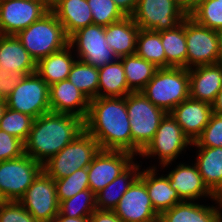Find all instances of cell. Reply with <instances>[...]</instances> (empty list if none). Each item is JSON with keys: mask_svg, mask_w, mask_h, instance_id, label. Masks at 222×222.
Wrapping results in <instances>:
<instances>
[{"mask_svg": "<svg viewBox=\"0 0 222 222\" xmlns=\"http://www.w3.org/2000/svg\"><path fill=\"white\" fill-rule=\"evenodd\" d=\"M125 97H97L90 100L85 130L98 142L101 150L126 151L132 154Z\"/></svg>", "mask_w": 222, "mask_h": 222, "instance_id": "6da1fadb", "label": "cell"}, {"mask_svg": "<svg viewBox=\"0 0 222 222\" xmlns=\"http://www.w3.org/2000/svg\"><path fill=\"white\" fill-rule=\"evenodd\" d=\"M84 130V119L79 116L51 111L42 114L33 120L24 153L44 164Z\"/></svg>", "mask_w": 222, "mask_h": 222, "instance_id": "7a4b0ae2", "label": "cell"}, {"mask_svg": "<svg viewBox=\"0 0 222 222\" xmlns=\"http://www.w3.org/2000/svg\"><path fill=\"white\" fill-rule=\"evenodd\" d=\"M16 36L36 63L69 45V37L51 9Z\"/></svg>", "mask_w": 222, "mask_h": 222, "instance_id": "3957f363", "label": "cell"}, {"mask_svg": "<svg viewBox=\"0 0 222 222\" xmlns=\"http://www.w3.org/2000/svg\"><path fill=\"white\" fill-rule=\"evenodd\" d=\"M141 92L155 106L170 113L177 105L190 97L188 69L158 68Z\"/></svg>", "mask_w": 222, "mask_h": 222, "instance_id": "277c9868", "label": "cell"}, {"mask_svg": "<svg viewBox=\"0 0 222 222\" xmlns=\"http://www.w3.org/2000/svg\"><path fill=\"white\" fill-rule=\"evenodd\" d=\"M125 99L132 133V154L137 157L153 139L167 113L155 106L142 92H131Z\"/></svg>", "mask_w": 222, "mask_h": 222, "instance_id": "5b68a950", "label": "cell"}, {"mask_svg": "<svg viewBox=\"0 0 222 222\" xmlns=\"http://www.w3.org/2000/svg\"><path fill=\"white\" fill-rule=\"evenodd\" d=\"M99 150L98 142L84 130L42 164V170L55 180L67 177L78 169L87 168Z\"/></svg>", "mask_w": 222, "mask_h": 222, "instance_id": "8992f818", "label": "cell"}, {"mask_svg": "<svg viewBox=\"0 0 222 222\" xmlns=\"http://www.w3.org/2000/svg\"><path fill=\"white\" fill-rule=\"evenodd\" d=\"M191 145L192 141L184 134L171 114L167 113L153 139L140 152L138 157L148 160L156 159L159 163L157 167H159L168 162H175L181 154H185L187 148L188 151L190 150Z\"/></svg>", "mask_w": 222, "mask_h": 222, "instance_id": "52a82bcc", "label": "cell"}, {"mask_svg": "<svg viewBox=\"0 0 222 222\" xmlns=\"http://www.w3.org/2000/svg\"><path fill=\"white\" fill-rule=\"evenodd\" d=\"M42 171V164L27 154L0 161V196L3 201H19Z\"/></svg>", "mask_w": 222, "mask_h": 222, "instance_id": "ba28073f", "label": "cell"}, {"mask_svg": "<svg viewBox=\"0 0 222 222\" xmlns=\"http://www.w3.org/2000/svg\"><path fill=\"white\" fill-rule=\"evenodd\" d=\"M187 16L174 0H138L131 18L140 29L160 32L177 27Z\"/></svg>", "mask_w": 222, "mask_h": 222, "instance_id": "9c48e42d", "label": "cell"}, {"mask_svg": "<svg viewBox=\"0 0 222 222\" xmlns=\"http://www.w3.org/2000/svg\"><path fill=\"white\" fill-rule=\"evenodd\" d=\"M69 45L77 59L96 68L118 59L105 40V26L91 24L80 28L69 37Z\"/></svg>", "mask_w": 222, "mask_h": 222, "instance_id": "30bf717a", "label": "cell"}, {"mask_svg": "<svg viewBox=\"0 0 222 222\" xmlns=\"http://www.w3.org/2000/svg\"><path fill=\"white\" fill-rule=\"evenodd\" d=\"M5 100L8 108L34 119L51 111L49 85L36 72L26 75Z\"/></svg>", "mask_w": 222, "mask_h": 222, "instance_id": "8fae6325", "label": "cell"}, {"mask_svg": "<svg viewBox=\"0 0 222 222\" xmlns=\"http://www.w3.org/2000/svg\"><path fill=\"white\" fill-rule=\"evenodd\" d=\"M187 69L222 62L215 30L198 24L189 15L185 18Z\"/></svg>", "mask_w": 222, "mask_h": 222, "instance_id": "7c38bea8", "label": "cell"}, {"mask_svg": "<svg viewBox=\"0 0 222 222\" xmlns=\"http://www.w3.org/2000/svg\"><path fill=\"white\" fill-rule=\"evenodd\" d=\"M19 202L38 222H52L59 213L55 179L42 170Z\"/></svg>", "mask_w": 222, "mask_h": 222, "instance_id": "4fadbf2b", "label": "cell"}, {"mask_svg": "<svg viewBox=\"0 0 222 222\" xmlns=\"http://www.w3.org/2000/svg\"><path fill=\"white\" fill-rule=\"evenodd\" d=\"M49 10L48 0H1L0 35H17Z\"/></svg>", "mask_w": 222, "mask_h": 222, "instance_id": "5bb4252c", "label": "cell"}, {"mask_svg": "<svg viewBox=\"0 0 222 222\" xmlns=\"http://www.w3.org/2000/svg\"><path fill=\"white\" fill-rule=\"evenodd\" d=\"M191 162V164L189 161L188 163L176 162L173 169L170 167L175 162H168L159 167L161 168L160 172L162 169L168 170L169 168L166 175L169 177L170 186L177 191L183 201H202L204 199L206 203V200L210 199L213 202L217 196L204 183L196 164Z\"/></svg>", "mask_w": 222, "mask_h": 222, "instance_id": "9a60e30c", "label": "cell"}, {"mask_svg": "<svg viewBox=\"0 0 222 222\" xmlns=\"http://www.w3.org/2000/svg\"><path fill=\"white\" fill-rule=\"evenodd\" d=\"M136 157L126 151L99 150L87 167L89 189L97 194L124 172Z\"/></svg>", "mask_w": 222, "mask_h": 222, "instance_id": "2e32d148", "label": "cell"}, {"mask_svg": "<svg viewBox=\"0 0 222 222\" xmlns=\"http://www.w3.org/2000/svg\"><path fill=\"white\" fill-rule=\"evenodd\" d=\"M113 212L123 222H155L159 215L151 203L145 183L138 177L121 197Z\"/></svg>", "mask_w": 222, "mask_h": 222, "instance_id": "e0dca14e", "label": "cell"}, {"mask_svg": "<svg viewBox=\"0 0 222 222\" xmlns=\"http://www.w3.org/2000/svg\"><path fill=\"white\" fill-rule=\"evenodd\" d=\"M49 104L51 112L72 114L85 120L90 100L69 79H65L49 86Z\"/></svg>", "mask_w": 222, "mask_h": 222, "instance_id": "ac0fdd59", "label": "cell"}, {"mask_svg": "<svg viewBox=\"0 0 222 222\" xmlns=\"http://www.w3.org/2000/svg\"><path fill=\"white\" fill-rule=\"evenodd\" d=\"M200 204V201H183L164 211L161 222H222V198L214 199L213 204Z\"/></svg>", "mask_w": 222, "mask_h": 222, "instance_id": "d6986e66", "label": "cell"}, {"mask_svg": "<svg viewBox=\"0 0 222 222\" xmlns=\"http://www.w3.org/2000/svg\"><path fill=\"white\" fill-rule=\"evenodd\" d=\"M152 165L139 173V178L145 183L148 195L155 212L160 216L164 211L172 208L178 203L183 202L176 190L171 188L169 177L165 174H159V167ZM158 169V170H157ZM157 175V176H156Z\"/></svg>", "mask_w": 222, "mask_h": 222, "instance_id": "ffe728a7", "label": "cell"}, {"mask_svg": "<svg viewBox=\"0 0 222 222\" xmlns=\"http://www.w3.org/2000/svg\"><path fill=\"white\" fill-rule=\"evenodd\" d=\"M190 98L212 105L222 88V62L188 69Z\"/></svg>", "mask_w": 222, "mask_h": 222, "instance_id": "44dd1931", "label": "cell"}, {"mask_svg": "<svg viewBox=\"0 0 222 222\" xmlns=\"http://www.w3.org/2000/svg\"><path fill=\"white\" fill-rule=\"evenodd\" d=\"M170 114L184 134L194 142L210 121L213 110L212 105L189 97L177 105Z\"/></svg>", "mask_w": 222, "mask_h": 222, "instance_id": "7402d4cb", "label": "cell"}, {"mask_svg": "<svg viewBox=\"0 0 222 222\" xmlns=\"http://www.w3.org/2000/svg\"><path fill=\"white\" fill-rule=\"evenodd\" d=\"M50 9L63 25L68 37L80 28L93 24L91 9L87 0H52Z\"/></svg>", "mask_w": 222, "mask_h": 222, "instance_id": "603a6c76", "label": "cell"}, {"mask_svg": "<svg viewBox=\"0 0 222 222\" xmlns=\"http://www.w3.org/2000/svg\"><path fill=\"white\" fill-rule=\"evenodd\" d=\"M140 28L131 16L105 26V40L117 58L136 53V43Z\"/></svg>", "mask_w": 222, "mask_h": 222, "instance_id": "cb8c5ba5", "label": "cell"}, {"mask_svg": "<svg viewBox=\"0 0 222 222\" xmlns=\"http://www.w3.org/2000/svg\"><path fill=\"white\" fill-rule=\"evenodd\" d=\"M0 68L5 71L36 72V62L16 35H0Z\"/></svg>", "mask_w": 222, "mask_h": 222, "instance_id": "d4e9b609", "label": "cell"}, {"mask_svg": "<svg viewBox=\"0 0 222 222\" xmlns=\"http://www.w3.org/2000/svg\"><path fill=\"white\" fill-rule=\"evenodd\" d=\"M196 164L207 187L222 198V147H196Z\"/></svg>", "mask_w": 222, "mask_h": 222, "instance_id": "484cf974", "label": "cell"}, {"mask_svg": "<svg viewBox=\"0 0 222 222\" xmlns=\"http://www.w3.org/2000/svg\"><path fill=\"white\" fill-rule=\"evenodd\" d=\"M76 59L73 48L68 45L58 52L41 58L36 63V73L50 86L68 79L71 67Z\"/></svg>", "mask_w": 222, "mask_h": 222, "instance_id": "4316f807", "label": "cell"}, {"mask_svg": "<svg viewBox=\"0 0 222 222\" xmlns=\"http://www.w3.org/2000/svg\"><path fill=\"white\" fill-rule=\"evenodd\" d=\"M134 161L124 172L95 194L96 209L113 211L131 184L139 177L143 165Z\"/></svg>", "mask_w": 222, "mask_h": 222, "instance_id": "83f0119b", "label": "cell"}, {"mask_svg": "<svg viewBox=\"0 0 222 222\" xmlns=\"http://www.w3.org/2000/svg\"><path fill=\"white\" fill-rule=\"evenodd\" d=\"M99 70V88L97 97H125L132 91L127 85L122 61L117 59Z\"/></svg>", "mask_w": 222, "mask_h": 222, "instance_id": "f1b7e54d", "label": "cell"}, {"mask_svg": "<svg viewBox=\"0 0 222 222\" xmlns=\"http://www.w3.org/2000/svg\"><path fill=\"white\" fill-rule=\"evenodd\" d=\"M159 33L166 55V68L181 67L187 69L185 19L177 27Z\"/></svg>", "mask_w": 222, "mask_h": 222, "instance_id": "f546056e", "label": "cell"}, {"mask_svg": "<svg viewBox=\"0 0 222 222\" xmlns=\"http://www.w3.org/2000/svg\"><path fill=\"white\" fill-rule=\"evenodd\" d=\"M119 59L124 67L127 85L132 92H141L158 69L154 64L136 54Z\"/></svg>", "mask_w": 222, "mask_h": 222, "instance_id": "4dcf8cb0", "label": "cell"}, {"mask_svg": "<svg viewBox=\"0 0 222 222\" xmlns=\"http://www.w3.org/2000/svg\"><path fill=\"white\" fill-rule=\"evenodd\" d=\"M135 54L157 68H166V55L159 32L140 29Z\"/></svg>", "mask_w": 222, "mask_h": 222, "instance_id": "1f68e13d", "label": "cell"}, {"mask_svg": "<svg viewBox=\"0 0 222 222\" xmlns=\"http://www.w3.org/2000/svg\"><path fill=\"white\" fill-rule=\"evenodd\" d=\"M98 76V68L76 59L71 67L68 79L91 100L97 98L98 95Z\"/></svg>", "mask_w": 222, "mask_h": 222, "instance_id": "d6a6232c", "label": "cell"}, {"mask_svg": "<svg viewBox=\"0 0 222 222\" xmlns=\"http://www.w3.org/2000/svg\"><path fill=\"white\" fill-rule=\"evenodd\" d=\"M96 210L95 194L90 189L59 202V213L68 217H89Z\"/></svg>", "mask_w": 222, "mask_h": 222, "instance_id": "836d02e7", "label": "cell"}, {"mask_svg": "<svg viewBox=\"0 0 222 222\" xmlns=\"http://www.w3.org/2000/svg\"><path fill=\"white\" fill-rule=\"evenodd\" d=\"M198 24L212 30L222 27V4L218 0H201L188 14Z\"/></svg>", "mask_w": 222, "mask_h": 222, "instance_id": "e575fe53", "label": "cell"}, {"mask_svg": "<svg viewBox=\"0 0 222 222\" xmlns=\"http://www.w3.org/2000/svg\"><path fill=\"white\" fill-rule=\"evenodd\" d=\"M34 118L7 107L0 121V129L25 142L30 134Z\"/></svg>", "mask_w": 222, "mask_h": 222, "instance_id": "d590c367", "label": "cell"}, {"mask_svg": "<svg viewBox=\"0 0 222 222\" xmlns=\"http://www.w3.org/2000/svg\"><path fill=\"white\" fill-rule=\"evenodd\" d=\"M58 202L72 198L80 191L89 189L87 168L76 170L71 175L55 180Z\"/></svg>", "mask_w": 222, "mask_h": 222, "instance_id": "8d00e7d4", "label": "cell"}, {"mask_svg": "<svg viewBox=\"0 0 222 222\" xmlns=\"http://www.w3.org/2000/svg\"><path fill=\"white\" fill-rule=\"evenodd\" d=\"M91 9L93 24L108 26L125 17L114 0H87Z\"/></svg>", "mask_w": 222, "mask_h": 222, "instance_id": "74e56055", "label": "cell"}, {"mask_svg": "<svg viewBox=\"0 0 222 222\" xmlns=\"http://www.w3.org/2000/svg\"><path fill=\"white\" fill-rule=\"evenodd\" d=\"M193 147H222V115L213 113L201 134L192 142Z\"/></svg>", "mask_w": 222, "mask_h": 222, "instance_id": "f35d334b", "label": "cell"}, {"mask_svg": "<svg viewBox=\"0 0 222 222\" xmlns=\"http://www.w3.org/2000/svg\"><path fill=\"white\" fill-rule=\"evenodd\" d=\"M0 222H38L19 201L0 203Z\"/></svg>", "mask_w": 222, "mask_h": 222, "instance_id": "ab89813d", "label": "cell"}, {"mask_svg": "<svg viewBox=\"0 0 222 222\" xmlns=\"http://www.w3.org/2000/svg\"><path fill=\"white\" fill-rule=\"evenodd\" d=\"M24 154V142L0 129V161L19 158Z\"/></svg>", "mask_w": 222, "mask_h": 222, "instance_id": "60d3db41", "label": "cell"}, {"mask_svg": "<svg viewBox=\"0 0 222 222\" xmlns=\"http://www.w3.org/2000/svg\"><path fill=\"white\" fill-rule=\"evenodd\" d=\"M25 77L26 74L23 71H5L0 68V99H6Z\"/></svg>", "mask_w": 222, "mask_h": 222, "instance_id": "b9f144b4", "label": "cell"}, {"mask_svg": "<svg viewBox=\"0 0 222 222\" xmlns=\"http://www.w3.org/2000/svg\"><path fill=\"white\" fill-rule=\"evenodd\" d=\"M89 222H123L113 211L95 210L89 216Z\"/></svg>", "mask_w": 222, "mask_h": 222, "instance_id": "7bdbcfd3", "label": "cell"}, {"mask_svg": "<svg viewBox=\"0 0 222 222\" xmlns=\"http://www.w3.org/2000/svg\"><path fill=\"white\" fill-rule=\"evenodd\" d=\"M114 2L125 16H131L135 11L138 0H114Z\"/></svg>", "mask_w": 222, "mask_h": 222, "instance_id": "ee69618b", "label": "cell"}, {"mask_svg": "<svg viewBox=\"0 0 222 222\" xmlns=\"http://www.w3.org/2000/svg\"><path fill=\"white\" fill-rule=\"evenodd\" d=\"M52 222H89V217H68L65 215H61L58 213V215L53 219Z\"/></svg>", "mask_w": 222, "mask_h": 222, "instance_id": "f6af8a7d", "label": "cell"}, {"mask_svg": "<svg viewBox=\"0 0 222 222\" xmlns=\"http://www.w3.org/2000/svg\"><path fill=\"white\" fill-rule=\"evenodd\" d=\"M213 113L222 115V88L218 92L214 103L212 104Z\"/></svg>", "mask_w": 222, "mask_h": 222, "instance_id": "bcb514c9", "label": "cell"}, {"mask_svg": "<svg viewBox=\"0 0 222 222\" xmlns=\"http://www.w3.org/2000/svg\"><path fill=\"white\" fill-rule=\"evenodd\" d=\"M179 4L188 14L193 10V0H174Z\"/></svg>", "mask_w": 222, "mask_h": 222, "instance_id": "7dc6e473", "label": "cell"}, {"mask_svg": "<svg viewBox=\"0 0 222 222\" xmlns=\"http://www.w3.org/2000/svg\"><path fill=\"white\" fill-rule=\"evenodd\" d=\"M217 38H218V44H219V51L222 58V27L216 30Z\"/></svg>", "mask_w": 222, "mask_h": 222, "instance_id": "c3c4849f", "label": "cell"}, {"mask_svg": "<svg viewBox=\"0 0 222 222\" xmlns=\"http://www.w3.org/2000/svg\"><path fill=\"white\" fill-rule=\"evenodd\" d=\"M7 109V104L5 99H0V121L4 115L5 110Z\"/></svg>", "mask_w": 222, "mask_h": 222, "instance_id": "681fc988", "label": "cell"}, {"mask_svg": "<svg viewBox=\"0 0 222 222\" xmlns=\"http://www.w3.org/2000/svg\"><path fill=\"white\" fill-rule=\"evenodd\" d=\"M201 0H193V8L195 7V5Z\"/></svg>", "mask_w": 222, "mask_h": 222, "instance_id": "f907efd6", "label": "cell"}]
</instances>
